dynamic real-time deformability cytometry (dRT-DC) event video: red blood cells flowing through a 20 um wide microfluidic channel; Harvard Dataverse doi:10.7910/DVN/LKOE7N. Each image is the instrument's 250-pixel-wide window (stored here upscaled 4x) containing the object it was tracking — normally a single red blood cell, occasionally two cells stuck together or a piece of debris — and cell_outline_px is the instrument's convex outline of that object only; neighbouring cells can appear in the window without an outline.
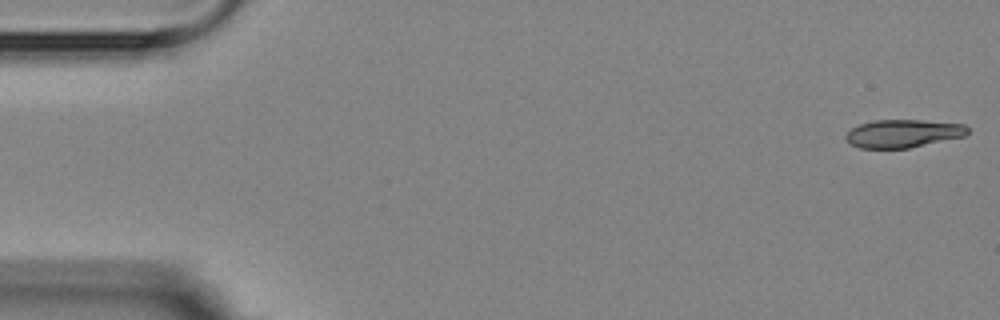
{"species": "Egyptian fruit bat (a non-hibernating species)", "species_latin": "Rousettus aegyptiacus", "temperature_condition": "room temperature", "stored_images_in_passage": 5, "segment_of_instrument_passage": [2, 2], "camera_frame_rate_fps": 3000, "um_per_image_px": 0.085, "animal": {"sex": "female"}, "frame": {"image": 1, "passage_image": 5, "time_ms": 5.333, "image_size_px": [1000, 320], "cell_outline_px": [[968, 132], [964, 136], [908, 148], [860, 148], [852, 144], [844, 136], [852, 128], [860, 124], [872, 120], [920, 120], [964, 124], [968, 128]], "centroid_in_image_um": [76.75, 11.34], "position_along_channel_um": 8.2, "area_um2": 19.65}}